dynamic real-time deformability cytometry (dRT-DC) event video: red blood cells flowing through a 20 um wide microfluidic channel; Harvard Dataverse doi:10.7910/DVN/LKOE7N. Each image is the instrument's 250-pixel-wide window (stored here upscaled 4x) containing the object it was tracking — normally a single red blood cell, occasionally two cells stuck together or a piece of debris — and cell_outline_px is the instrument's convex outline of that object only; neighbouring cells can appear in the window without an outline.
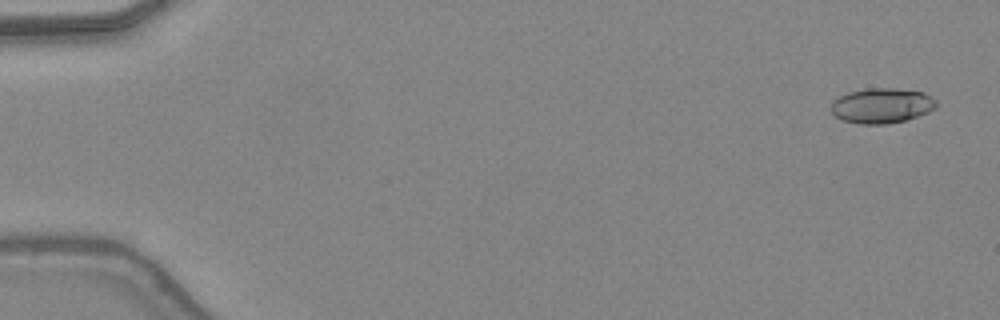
{"species": "common noctule bat (a hibernating species)", "species_latin": "Nyctalus noctula", "temperature_condition": "warm", "stored_images_in_passage": 47, "camera_frame_rate_fps": 3000, "um_per_image_px": 0.085, "animal": {"sex": "female", "body_mass_g": 24.6, "forearm_length_mm": 56.2}, "frame": {"image": 1, "passage_image": 2, "time_ms": 0.333, "image_size_px": [1000, 320], "cell_outline_px": [[936, 108], [928, 112], [904, 120], [884, 124], [860, 124], [840, 120], [832, 112], [832, 100], [848, 92], [868, 88], [896, 88], [924, 92], [936, 100]], "centroid_in_image_um": [74.94, 8.97], "position_along_channel_um": 10.1, "area_um2": 21.5}}
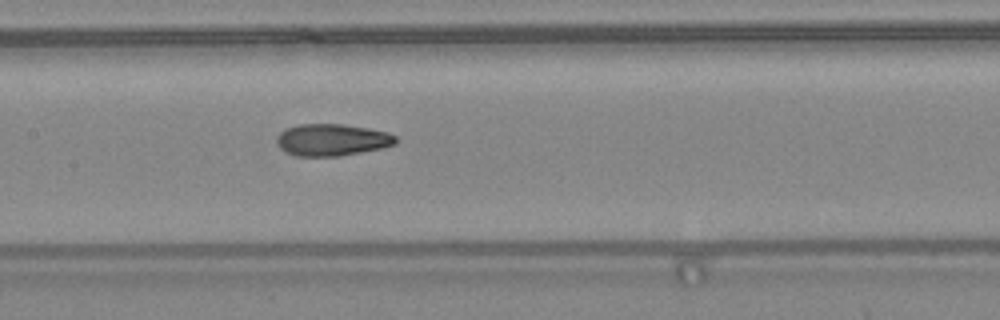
{"frame": {"image": 2, "passage_image": 24, "time_ms": 7.667, "image_size_px": [1000, 320], "cell_outline_px": [[396, 144], [384, 148], [340, 156], [296, 156], [284, 152], [280, 148], [276, 140], [280, 132], [288, 128], [300, 124], [340, 124], [368, 128], [388, 132], [396, 136]], "centroid_in_image_um": [28.24, 11.9], "position_along_channel_um": 179.2, "area_um2": 22.2}}
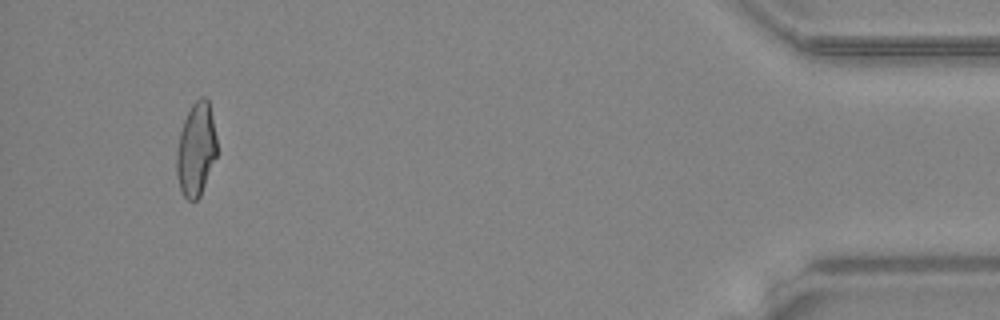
{"frame": {"image": 3, "passage_image": 45, "time_ms": 14.667, "image_size_px": [1000, 320], "cell_outline_px": [[216, 156], [200, 196], [196, 200], [188, 200], [184, 196], [180, 188], [176, 176], [176, 152], [180, 132], [184, 120], [192, 104], [200, 96], [204, 96], [208, 100], [216, 136]], "centroid_in_image_um": [16.64, 12.7], "position_along_channel_um": 418.6, "area_um2": 21.73}, "authors_computed_cell_mechanics": {"area_um2": 21.9062, "velocity_mm_per_s": 4.4367, "shape_relaxation_time_tau1_ms": null, "shape_relaxation_time_tau2_ms": 2.1255, "deformation_change_tau1": null, "deformation_change_tau2": 0.0954}}